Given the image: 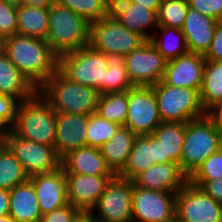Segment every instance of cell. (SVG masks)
Returning <instances> with one entry per match:
<instances>
[{
  "mask_svg": "<svg viewBox=\"0 0 222 222\" xmlns=\"http://www.w3.org/2000/svg\"><path fill=\"white\" fill-rule=\"evenodd\" d=\"M132 181L139 188L177 193L189 182V177L178 163H159L138 174Z\"/></svg>",
  "mask_w": 222,
  "mask_h": 222,
  "instance_id": "obj_20",
  "label": "cell"
},
{
  "mask_svg": "<svg viewBox=\"0 0 222 222\" xmlns=\"http://www.w3.org/2000/svg\"><path fill=\"white\" fill-rule=\"evenodd\" d=\"M162 122L152 86H134L128 90L126 128L136 135H148Z\"/></svg>",
  "mask_w": 222,
  "mask_h": 222,
  "instance_id": "obj_12",
  "label": "cell"
},
{
  "mask_svg": "<svg viewBox=\"0 0 222 222\" xmlns=\"http://www.w3.org/2000/svg\"><path fill=\"white\" fill-rule=\"evenodd\" d=\"M216 25V20L189 7L181 28L188 51L205 55L212 43Z\"/></svg>",
  "mask_w": 222,
  "mask_h": 222,
  "instance_id": "obj_21",
  "label": "cell"
},
{
  "mask_svg": "<svg viewBox=\"0 0 222 222\" xmlns=\"http://www.w3.org/2000/svg\"><path fill=\"white\" fill-rule=\"evenodd\" d=\"M176 222H222V205L190 181L176 193Z\"/></svg>",
  "mask_w": 222,
  "mask_h": 222,
  "instance_id": "obj_11",
  "label": "cell"
},
{
  "mask_svg": "<svg viewBox=\"0 0 222 222\" xmlns=\"http://www.w3.org/2000/svg\"><path fill=\"white\" fill-rule=\"evenodd\" d=\"M127 106L128 90L126 92L100 94L96 113L109 122L125 126Z\"/></svg>",
  "mask_w": 222,
  "mask_h": 222,
  "instance_id": "obj_32",
  "label": "cell"
},
{
  "mask_svg": "<svg viewBox=\"0 0 222 222\" xmlns=\"http://www.w3.org/2000/svg\"><path fill=\"white\" fill-rule=\"evenodd\" d=\"M107 66L105 54L87 45L60 55L58 69L70 80L105 94Z\"/></svg>",
  "mask_w": 222,
  "mask_h": 222,
  "instance_id": "obj_6",
  "label": "cell"
},
{
  "mask_svg": "<svg viewBox=\"0 0 222 222\" xmlns=\"http://www.w3.org/2000/svg\"><path fill=\"white\" fill-rule=\"evenodd\" d=\"M162 122L187 123L206 115L200 100V91L174 87L162 80L152 85Z\"/></svg>",
  "mask_w": 222,
  "mask_h": 222,
  "instance_id": "obj_7",
  "label": "cell"
},
{
  "mask_svg": "<svg viewBox=\"0 0 222 222\" xmlns=\"http://www.w3.org/2000/svg\"><path fill=\"white\" fill-rule=\"evenodd\" d=\"M204 58L211 61H222V19L217 21L212 43Z\"/></svg>",
  "mask_w": 222,
  "mask_h": 222,
  "instance_id": "obj_43",
  "label": "cell"
},
{
  "mask_svg": "<svg viewBox=\"0 0 222 222\" xmlns=\"http://www.w3.org/2000/svg\"><path fill=\"white\" fill-rule=\"evenodd\" d=\"M121 126L102 118L98 113L89 115L86 146L100 148L116 134Z\"/></svg>",
  "mask_w": 222,
  "mask_h": 222,
  "instance_id": "obj_34",
  "label": "cell"
},
{
  "mask_svg": "<svg viewBox=\"0 0 222 222\" xmlns=\"http://www.w3.org/2000/svg\"><path fill=\"white\" fill-rule=\"evenodd\" d=\"M133 185L130 179L114 176L88 214L96 222H133Z\"/></svg>",
  "mask_w": 222,
  "mask_h": 222,
  "instance_id": "obj_9",
  "label": "cell"
},
{
  "mask_svg": "<svg viewBox=\"0 0 222 222\" xmlns=\"http://www.w3.org/2000/svg\"><path fill=\"white\" fill-rule=\"evenodd\" d=\"M29 180L21 163L2 141L0 142V188L10 191Z\"/></svg>",
  "mask_w": 222,
  "mask_h": 222,
  "instance_id": "obj_30",
  "label": "cell"
},
{
  "mask_svg": "<svg viewBox=\"0 0 222 222\" xmlns=\"http://www.w3.org/2000/svg\"><path fill=\"white\" fill-rule=\"evenodd\" d=\"M186 123L161 122L150 134L155 163H178L181 165Z\"/></svg>",
  "mask_w": 222,
  "mask_h": 222,
  "instance_id": "obj_17",
  "label": "cell"
},
{
  "mask_svg": "<svg viewBox=\"0 0 222 222\" xmlns=\"http://www.w3.org/2000/svg\"><path fill=\"white\" fill-rule=\"evenodd\" d=\"M36 191L41 214L68 205L67 180L62 167L50 173L36 174L29 177Z\"/></svg>",
  "mask_w": 222,
  "mask_h": 222,
  "instance_id": "obj_18",
  "label": "cell"
},
{
  "mask_svg": "<svg viewBox=\"0 0 222 222\" xmlns=\"http://www.w3.org/2000/svg\"><path fill=\"white\" fill-rule=\"evenodd\" d=\"M4 52L36 90L58 70L59 56L43 39L15 34L5 39Z\"/></svg>",
  "mask_w": 222,
  "mask_h": 222,
  "instance_id": "obj_1",
  "label": "cell"
},
{
  "mask_svg": "<svg viewBox=\"0 0 222 222\" xmlns=\"http://www.w3.org/2000/svg\"><path fill=\"white\" fill-rule=\"evenodd\" d=\"M67 180V200L88 214L104 193L106 185L115 175L65 174Z\"/></svg>",
  "mask_w": 222,
  "mask_h": 222,
  "instance_id": "obj_15",
  "label": "cell"
},
{
  "mask_svg": "<svg viewBox=\"0 0 222 222\" xmlns=\"http://www.w3.org/2000/svg\"><path fill=\"white\" fill-rule=\"evenodd\" d=\"M222 99V61L206 60L200 100L207 110L215 102Z\"/></svg>",
  "mask_w": 222,
  "mask_h": 222,
  "instance_id": "obj_31",
  "label": "cell"
},
{
  "mask_svg": "<svg viewBox=\"0 0 222 222\" xmlns=\"http://www.w3.org/2000/svg\"><path fill=\"white\" fill-rule=\"evenodd\" d=\"M2 141L14 153L29 177L50 173L61 167V159L52 146L23 139L11 130L3 133Z\"/></svg>",
  "mask_w": 222,
  "mask_h": 222,
  "instance_id": "obj_10",
  "label": "cell"
},
{
  "mask_svg": "<svg viewBox=\"0 0 222 222\" xmlns=\"http://www.w3.org/2000/svg\"><path fill=\"white\" fill-rule=\"evenodd\" d=\"M176 193L133 185V222H176Z\"/></svg>",
  "mask_w": 222,
  "mask_h": 222,
  "instance_id": "obj_13",
  "label": "cell"
},
{
  "mask_svg": "<svg viewBox=\"0 0 222 222\" xmlns=\"http://www.w3.org/2000/svg\"><path fill=\"white\" fill-rule=\"evenodd\" d=\"M222 147L220 128L206 115L186 123L181 168L190 178L202 163Z\"/></svg>",
  "mask_w": 222,
  "mask_h": 222,
  "instance_id": "obj_5",
  "label": "cell"
},
{
  "mask_svg": "<svg viewBox=\"0 0 222 222\" xmlns=\"http://www.w3.org/2000/svg\"><path fill=\"white\" fill-rule=\"evenodd\" d=\"M90 24L67 7L57 3L49 8L46 42L58 55L89 45Z\"/></svg>",
  "mask_w": 222,
  "mask_h": 222,
  "instance_id": "obj_4",
  "label": "cell"
},
{
  "mask_svg": "<svg viewBox=\"0 0 222 222\" xmlns=\"http://www.w3.org/2000/svg\"><path fill=\"white\" fill-rule=\"evenodd\" d=\"M56 0H14L17 5L49 9Z\"/></svg>",
  "mask_w": 222,
  "mask_h": 222,
  "instance_id": "obj_45",
  "label": "cell"
},
{
  "mask_svg": "<svg viewBox=\"0 0 222 222\" xmlns=\"http://www.w3.org/2000/svg\"><path fill=\"white\" fill-rule=\"evenodd\" d=\"M189 7L216 21L222 19V0H187Z\"/></svg>",
  "mask_w": 222,
  "mask_h": 222,
  "instance_id": "obj_41",
  "label": "cell"
},
{
  "mask_svg": "<svg viewBox=\"0 0 222 222\" xmlns=\"http://www.w3.org/2000/svg\"><path fill=\"white\" fill-rule=\"evenodd\" d=\"M89 115L56 112L54 148L60 159L69 152L86 146Z\"/></svg>",
  "mask_w": 222,
  "mask_h": 222,
  "instance_id": "obj_19",
  "label": "cell"
},
{
  "mask_svg": "<svg viewBox=\"0 0 222 222\" xmlns=\"http://www.w3.org/2000/svg\"><path fill=\"white\" fill-rule=\"evenodd\" d=\"M105 59L108 65L106 93L126 92L133 88L134 85L128 77L124 55L108 53L105 54Z\"/></svg>",
  "mask_w": 222,
  "mask_h": 222,
  "instance_id": "obj_33",
  "label": "cell"
},
{
  "mask_svg": "<svg viewBox=\"0 0 222 222\" xmlns=\"http://www.w3.org/2000/svg\"><path fill=\"white\" fill-rule=\"evenodd\" d=\"M146 40L120 24L110 12L104 18L90 24L89 45L104 54L127 55Z\"/></svg>",
  "mask_w": 222,
  "mask_h": 222,
  "instance_id": "obj_8",
  "label": "cell"
},
{
  "mask_svg": "<svg viewBox=\"0 0 222 222\" xmlns=\"http://www.w3.org/2000/svg\"><path fill=\"white\" fill-rule=\"evenodd\" d=\"M222 178V147L210 155L189 180H215Z\"/></svg>",
  "mask_w": 222,
  "mask_h": 222,
  "instance_id": "obj_38",
  "label": "cell"
},
{
  "mask_svg": "<svg viewBox=\"0 0 222 222\" xmlns=\"http://www.w3.org/2000/svg\"><path fill=\"white\" fill-rule=\"evenodd\" d=\"M56 2L69 8L89 24L104 18L111 10L105 0H56Z\"/></svg>",
  "mask_w": 222,
  "mask_h": 222,
  "instance_id": "obj_35",
  "label": "cell"
},
{
  "mask_svg": "<svg viewBox=\"0 0 222 222\" xmlns=\"http://www.w3.org/2000/svg\"><path fill=\"white\" fill-rule=\"evenodd\" d=\"M0 222H14L9 215L0 216Z\"/></svg>",
  "mask_w": 222,
  "mask_h": 222,
  "instance_id": "obj_50",
  "label": "cell"
},
{
  "mask_svg": "<svg viewBox=\"0 0 222 222\" xmlns=\"http://www.w3.org/2000/svg\"><path fill=\"white\" fill-rule=\"evenodd\" d=\"M11 131L23 139L54 147L56 111L37 90L19 103Z\"/></svg>",
  "mask_w": 222,
  "mask_h": 222,
  "instance_id": "obj_3",
  "label": "cell"
},
{
  "mask_svg": "<svg viewBox=\"0 0 222 222\" xmlns=\"http://www.w3.org/2000/svg\"><path fill=\"white\" fill-rule=\"evenodd\" d=\"M155 163L153 159V145H150V134L137 135L129 155L128 162L119 177L133 180Z\"/></svg>",
  "mask_w": 222,
  "mask_h": 222,
  "instance_id": "obj_28",
  "label": "cell"
},
{
  "mask_svg": "<svg viewBox=\"0 0 222 222\" xmlns=\"http://www.w3.org/2000/svg\"><path fill=\"white\" fill-rule=\"evenodd\" d=\"M131 2L139 3L148 9L154 10L158 13L161 0H129Z\"/></svg>",
  "mask_w": 222,
  "mask_h": 222,
  "instance_id": "obj_47",
  "label": "cell"
},
{
  "mask_svg": "<svg viewBox=\"0 0 222 222\" xmlns=\"http://www.w3.org/2000/svg\"><path fill=\"white\" fill-rule=\"evenodd\" d=\"M5 38L0 35V54L4 52Z\"/></svg>",
  "mask_w": 222,
  "mask_h": 222,
  "instance_id": "obj_51",
  "label": "cell"
},
{
  "mask_svg": "<svg viewBox=\"0 0 222 222\" xmlns=\"http://www.w3.org/2000/svg\"><path fill=\"white\" fill-rule=\"evenodd\" d=\"M17 4L11 0H0V35L3 38L17 34Z\"/></svg>",
  "mask_w": 222,
  "mask_h": 222,
  "instance_id": "obj_37",
  "label": "cell"
},
{
  "mask_svg": "<svg viewBox=\"0 0 222 222\" xmlns=\"http://www.w3.org/2000/svg\"><path fill=\"white\" fill-rule=\"evenodd\" d=\"M124 58L128 77L134 86H152L163 79L167 60L150 40Z\"/></svg>",
  "mask_w": 222,
  "mask_h": 222,
  "instance_id": "obj_14",
  "label": "cell"
},
{
  "mask_svg": "<svg viewBox=\"0 0 222 222\" xmlns=\"http://www.w3.org/2000/svg\"><path fill=\"white\" fill-rule=\"evenodd\" d=\"M9 216L14 222H40L41 210L33 184L27 182L9 191Z\"/></svg>",
  "mask_w": 222,
  "mask_h": 222,
  "instance_id": "obj_24",
  "label": "cell"
},
{
  "mask_svg": "<svg viewBox=\"0 0 222 222\" xmlns=\"http://www.w3.org/2000/svg\"><path fill=\"white\" fill-rule=\"evenodd\" d=\"M77 222H96L89 214H84Z\"/></svg>",
  "mask_w": 222,
  "mask_h": 222,
  "instance_id": "obj_49",
  "label": "cell"
},
{
  "mask_svg": "<svg viewBox=\"0 0 222 222\" xmlns=\"http://www.w3.org/2000/svg\"><path fill=\"white\" fill-rule=\"evenodd\" d=\"M85 213L70 203L62 208L42 215L40 222H77Z\"/></svg>",
  "mask_w": 222,
  "mask_h": 222,
  "instance_id": "obj_40",
  "label": "cell"
},
{
  "mask_svg": "<svg viewBox=\"0 0 222 222\" xmlns=\"http://www.w3.org/2000/svg\"><path fill=\"white\" fill-rule=\"evenodd\" d=\"M110 12L121 25L140 34L145 40H150L153 35L150 30L154 27L155 32L158 26L157 12L139 3L125 1L114 6Z\"/></svg>",
  "mask_w": 222,
  "mask_h": 222,
  "instance_id": "obj_22",
  "label": "cell"
},
{
  "mask_svg": "<svg viewBox=\"0 0 222 222\" xmlns=\"http://www.w3.org/2000/svg\"><path fill=\"white\" fill-rule=\"evenodd\" d=\"M10 195L9 191L0 188V216L9 215Z\"/></svg>",
  "mask_w": 222,
  "mask_h": 222,
  "instance_id": "obj_46",
  "label": "cell"
},
{
  "mask_svg": "<svg viewBox=\"0 0 222 222\" xmlns=\"http://www.w3.org/2000/svg\"><path fill=\"white\" fill-rule=\"evenodd\" d=\"M219 128H220V132L222 134V124L219 126Z\"/></svg>",
  "mask_w": 222,
  "mask_h": 222,
  "instance_id": "obj_53",
  "label": "cell"
},
{
  "mask_svg": "<svg viewBox=\"0 0 222 222\" xmlns=\"http://www.w3.org/2000/svg\"><path fill=\"white\" fill-rule=\"evenodd\" d=\"M206 116L218 127L222 124V99L215 102L206 110Z\"/></svg>",
  "mask_w": 222,
  "mask_h": 222,
  "instance_id": "obj_44",
  "label": "cell"
},
{
  "mask_svg": "<svg viewBox=\"0 0 222 222\" xmlns=\"http://www.w3.org/2000/svg\"><path fill=\"white\" fill-rule=\"evenodd\" d=\"M136 136L130 129L121 126L110 141L99 148L106 165L115 176L124 170Z\"/></svg>",
  "mask_w": 222,
  "mask_h": 222,
  "instance_id": "obj_25",
  "label": "cell"
},
{
  "mask_svg": "<svg viewBox=\"0 0 222 222\" xmlns=\"http://www.w3.org/2000/svg\"><path fill=\"white\" fill-rule=\"evenodd\" d=\"M56 112L90 115L97 112L100 93L66 77L59 69L38 89Z\"/></svg>",
  "mask_w": 222,
  "mask_h": 222,
  "instance_id": "obj_2",
  "label": "cell"
},
{
  "mask_svg": "<svg viewBox=\"0 0 222 222\" xmlns=\"http://www.w3.org/2000/svg\"><path fill=\"white\" fill-rule=\"evenodd\" d=\"M37 90L10 61L8 55L0 54V94L11 96L19 102L30 98Z\"/></svg>",
  "mask_w": 222,
  "mask_h": 222,
  "instance_id": "obj_26",
  "label": "cell"
},
{
  "mask_svg": "<svg viewBox=\"0 0 222 222\" xmlns=\"http://www.w3.org/2000/svg\"><path fill=\"white\" fill-rule=\"evenodd\" d=\"M3 134L0 132V142H2Z\"/></svg>",
  "mask_w": 222,
  "mask_h": 222,
  "instance_id": "obj_52",
  "label": "cell"
},
{
  "mask_svg": "<svg viewBox=\"0 0 222 222\" xmlns=\"http://www.w3.org/2000/svg\"><path fill=\"white\" fill-rule=\"evenodd\" d=\"M19 103L11 96L0 94V132L2 134L12 129Z\"/></svg>",
  "mask_w": 222,
  "mask_h": 222,
  "instance_id": "obj_39",
  "label": "cell"
},
{
  "mask_svg": "<svg viewBox=\"0 0 222 222\" xmlns=\"http://www.w3.org/2000/svg\"><path fill=\"white\" fill-rule=\"evenodd\" d=\"M49 9L17 6V34L46 40Z\"/></svg>",
  "mask_w": 222,
  "mask_h": 222,
  "instance_id": "obj_27",
  "label": "cell"
},
{
  "mask_svg": "<svg viewBox=\"0 0 222 222\" xmlns=\"http://www.w3.org/2000/svg\"><path fill=\"white\" fill-rule=\"evenodd\" d=\"M193 185L201 188L215 201L222 205V178L215 180H189Z\"/></svg>",
  "mask_w": 222,
  "mask_h": 222,
  "instance_id": "obj_42",
  "label": "cell"
},
{
  "mask_svg": "<svg viewBox=\"0 0 222 222\" xmlns=\"http://www.w3.org/2000/svg\"><path fill=\"white\" fill-rule=\"evenodd\" d=\"M108 7L110 9H112L114 6H116L119 3L125 2V1H129V0H105Z\"/></svg>",
  "mask_w": 222,
  "mask_h": 222,
  "instance_id": "obj_48",
  "label": "cell"
},
{
  "mask_svg": "<svg viewBox=\"0 0 222 222\" xmlns=\"http://www.w3.org/2000/svg\"><path fill=\"white\" fill-rule=\"evenodd\" d=\"M156 31L154 33L152 31L153 35L150 41L167 61L176 59L189 52L184 33L181 29L157 26Z\"/></svg>",
  "mask_w": 222,
  "mask_h": 222,
  "instance_id": "obj_29",
  "label": "cell"
},
{
  "mask_svg": "<svg viewBox=\"0 0 222 222\" xmlns=\"http://www.w3.org/2000/svg\"><path fill=\"white\" fill-rule=\"evenodd\" d=\"M206 59L204 55L188 52L167 61L162 81L174 87L201 90Z\"/></svg>",
  "mask_w": 222,
  "mask_h": 222,
  "instance_id": "obj_16",
  "label": "cell"
},
{
  "mask_svg": "<svg viewBox=\"0 0 222 222\" xmlns=\"http://www.w3.org/2000/svg\"><path fill=\"white\" fill-rule=\"evenodd\" d=\"M65 174L114 175L106 165L100 149L84 146L69 152L61 159Z\"/></svg>",
  "mask_w": 222,
  "mask_h": 222,
  "instance_id": "obj_23",
  "label": "cell"
},
{
  "mask_svg": "<svg viewBox=\"0 0 222 222\" xmlns=\"http://www.w3.org/2000/svg\"><path fill=\"white\" fill-rule=\"evenodd\" d=\"M187 0H161L158 16V26L181 29L184 25L187 10Z\"/></svg>",
  "mask_w": 222,
  "mask_h": 222,
  "instance_id": "obj_36",
  "label": "cell"
}]
</instances>
